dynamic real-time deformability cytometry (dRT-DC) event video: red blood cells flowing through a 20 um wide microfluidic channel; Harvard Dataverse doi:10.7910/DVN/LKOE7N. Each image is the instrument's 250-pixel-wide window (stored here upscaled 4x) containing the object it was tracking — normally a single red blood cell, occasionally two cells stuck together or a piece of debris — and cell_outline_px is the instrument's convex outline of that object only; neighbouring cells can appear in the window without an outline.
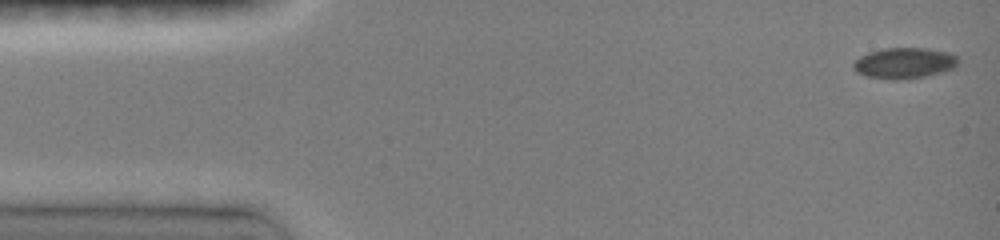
{"species": "common noctule bat (a hibernating species)", "species_latin": "Nyctalus noctula", "temperature_condition": "room temperature", "stored_images_in_passage": 5, "camera_frame_rate_fps": 3000, "um_per_image_px": 0.085, "animal": {"sex": "female", "body_mass_g": 19.0, "forearm_length_mm": 51.5}, "frame": {"image": 1, "passage_image": 1, "time_ms": 0.0, "image_size_px": [1000, 240], "cell_outline_px": [[960, 60], [952, 68], [940, 72], [924, 76], [896, 80], [892, 80], [868, 76], [856, 72], [852, 68], [852, 64], [860, 56], [868, 52], [884, 48], [924, 48], [948, 52], [956, 56]], "centroid_in_image_um": [76.82, 5.35], "position_along_channel_um": 8.2, "area_um2": 18.67}}
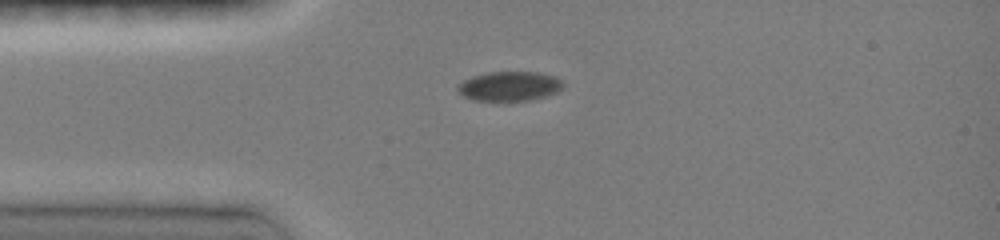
{"frame": {"image": 2, "passage_image": 4, "time_ms": 3.333, "image_size_px": [1000, 240], "cell_outline_px": [[564, 84], [556, 92], [548, 96], [532, 100], [504, 104], [472, 100], [464, 96], [456, 88], [464, 80], [472, 76], [488, 72], [536, 72], [556, 76]], "centroid_in_image_um": [43.29, 7.38], "position_along_channel_um": 41.7, "area_um2": 18.84}}